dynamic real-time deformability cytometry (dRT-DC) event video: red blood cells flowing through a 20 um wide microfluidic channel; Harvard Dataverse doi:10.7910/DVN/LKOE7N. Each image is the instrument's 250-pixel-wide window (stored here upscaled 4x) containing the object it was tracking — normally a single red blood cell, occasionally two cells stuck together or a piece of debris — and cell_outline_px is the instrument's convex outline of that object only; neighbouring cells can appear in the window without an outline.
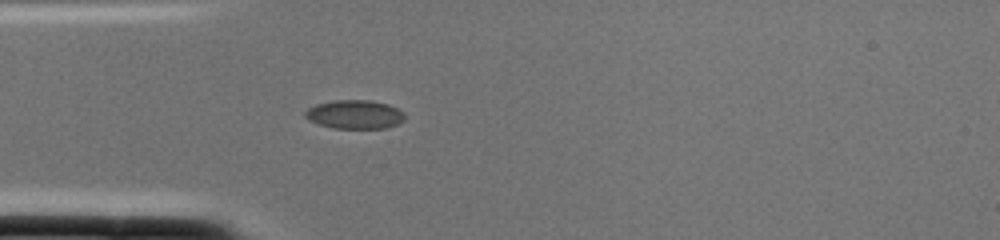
{"species": "common noctule bat (a hibernating species)", "species_latin": "Nyctalus noctula", "temperature_condition": "cold", "stored_images_in_passage": 2, "camera_frame_rate_fps": 3000, "um_per_image_px": 0.085, "animal": {"sex": "female", "body_mass_g": 22.0, "forearm_length_mm": 56.7}, "frame": {"image": 1, "passage_image": 2, "time_ms": 0.333, "image_size_px": [1000, 240], "cell_outline_px": [[404, 120], [388, 128], [332, 128], [308, 120], [304, 116], [304, 112], [308, 108], [316, 104], [336, 100], [372, 100], [388, 104], [404, 112]], "centroid_in_image_um": [30.14, 9.72], "position_along_channel_um": 54.9, "area_um2": 16.7}}